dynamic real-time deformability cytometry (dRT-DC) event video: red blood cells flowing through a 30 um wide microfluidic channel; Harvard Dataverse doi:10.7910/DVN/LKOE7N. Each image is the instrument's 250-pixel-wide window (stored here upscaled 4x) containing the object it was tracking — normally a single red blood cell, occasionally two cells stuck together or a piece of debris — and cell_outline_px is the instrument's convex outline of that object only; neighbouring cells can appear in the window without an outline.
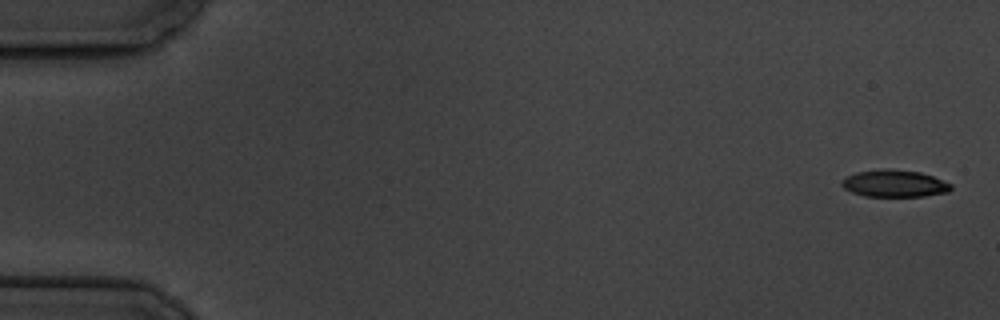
{"species": "common noctule bat (a hibernating species)", "species_latin": "Nyctalus noctula", "temperature_condition": "cold", "stored_images_in_passage": 5, "camera_frame_rate_fps": 3000, "um_per_image_px": 0.085, "animal": {"sex": "male", "body_mass_g": 19.5, "forearm_length_mm": 54.6}, "frame": {"image": 1, "passage_image": 1, "time_ms": 0.0, "image_size_px": [1000, 320], "cell_outline_px": [[952, 188], [948, 192], [924, 196], [864, 196], [852, 192], [844, 188], [840, 184], [840, 180], [856, 172], [884, 168], [920, 172], [932, 176], [952, 184]], "centroid_in_image_um": [76.01, 15.59], "position_along_channel_um": 9.0, "area_um2": 17.22}}
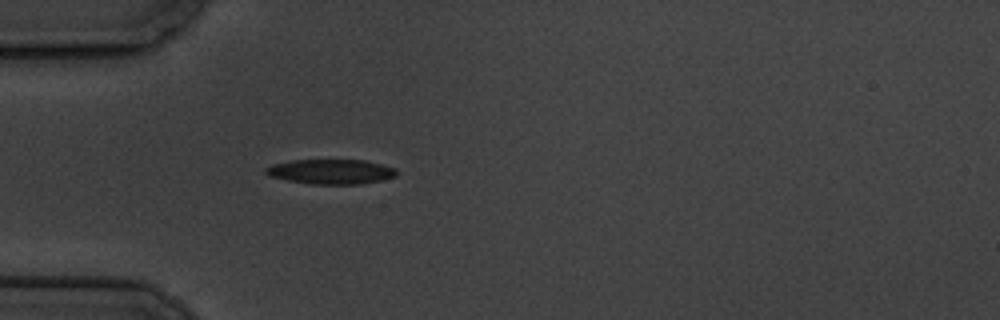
{"frame": {"image": 2, "passage_image": 5, "time_ms": 5.333, "image_size_px": [1000, 320], "cell_outline_px": [[396, 176], [380, 180], [360, 184], [308, 184], [268, 176], [264, 172], [264, 168], [272, 164], [292, 160], [364, 160], [396, 168]], "centroid_in_image_um": [28.08, 14.59], "position_along_channel_um": 56.9, "area_um2": 18.9}}